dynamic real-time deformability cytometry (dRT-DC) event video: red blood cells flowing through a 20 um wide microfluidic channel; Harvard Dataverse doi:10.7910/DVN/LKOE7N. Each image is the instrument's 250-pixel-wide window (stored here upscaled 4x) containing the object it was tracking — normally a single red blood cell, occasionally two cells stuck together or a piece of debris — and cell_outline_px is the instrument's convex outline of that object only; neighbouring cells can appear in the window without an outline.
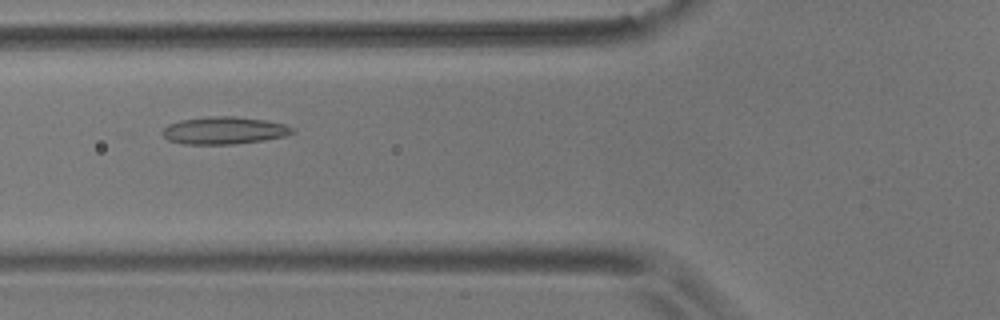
{"species": "common noctule bat (a hibernating species)", "species_latin": "Nyctalus noctula", "temperature_condition": "room temperature", "stored_images_in_passage": 44, "camera_frame_rate_fps": 3000, "um_per_image_px": 0.085, "animal": {"sex": "male", "body_mass_g": 17.9}, "frame": {"image": 1, "passage_image": 10, "time_ms": 3.0, "image_size_px": [1000, 320], "cell_outline_px": [[296, 132], [284, 136], [264, 140], [232, 144], [184, 144], [168, 140], [160, 132], [168, 124], [180, 120], [208, 116], [232, 116], [264, 120], [284, 124], [292, 128]], "centroid_in_image_um": [19.01, 11.09], "position_along_channel_um": 106.8, "area_um2": 20.69}}
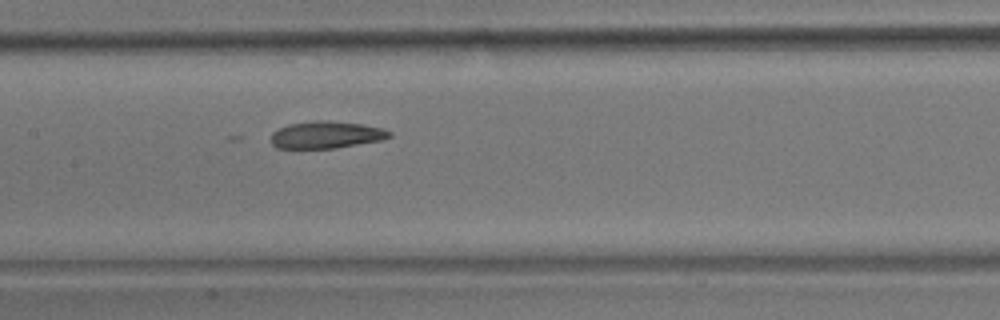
{"frame": {"image": 2, "passage_image": 16, "time_ms": 5.0, "image_size_px": [1000, 320], "cell_outline_px": [[392, 136], [380, 140], [336, 148], [276, 148], [272, 144], [272, 132], [288, 124], [316, 120], [328, 120], [360, 124], [384, 128], [392, 132]], "centroid_in_image_um": [27.74, 11.45], "position_along_channel_um": 179.7, "area_um2": 18.67}}
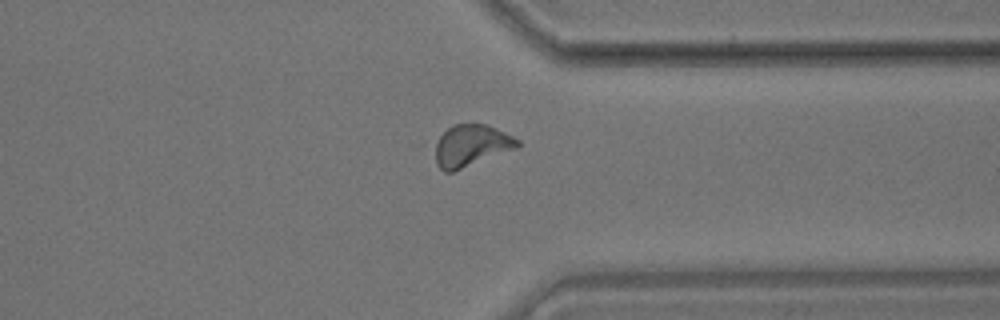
{"frame": {"image": 3, "passage_image": 32, "time_ms": 10.333, "image_size_px": [1000, 320], "cell_outline_px": [[520, 144], [516, 148], [452, 172], [444, 172], [436, 164], [432, 144], [452, 124], [488, 124], [520, 140]], "centroid_in_image_um": [39.99, 12.37], "position_along_channel_um": 371.4, "area_um2": 20.17}, "authors_computed_cell_mechanics": {"area_um2": 19.2474, "velocity_mm_per_s": 3.6345, "shape_relaxation_time_tau1_ms": 5.6043, "shape_relaxation_time_tau2_ms": 5.9505, "deformation_change_tau1": 0.1591, "deformation_change_tau2": 0.1347}}